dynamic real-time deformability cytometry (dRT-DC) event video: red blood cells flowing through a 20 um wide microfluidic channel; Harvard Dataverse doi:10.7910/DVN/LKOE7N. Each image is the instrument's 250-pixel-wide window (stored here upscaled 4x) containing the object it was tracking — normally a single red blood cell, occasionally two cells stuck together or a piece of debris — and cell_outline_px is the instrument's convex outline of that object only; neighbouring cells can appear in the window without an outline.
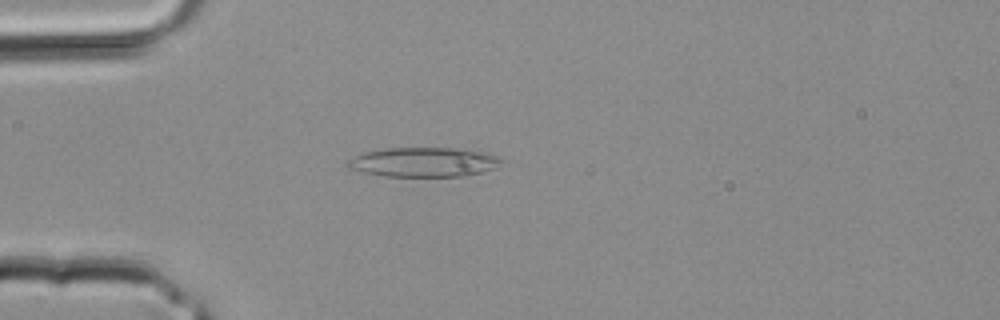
{"species": "common noctule bat (a hibernating species)", "species_latin": "Nyctalus noctula", "temperature_condition": "room temperature", "stored_images_in_passage": 4, "camera_frame_rate_fps": 3000, "um_per_image_px": 0.085, "animal": {"sex": "male", "body_mass_g": 20.4}, "frame": {"image": 1, "passage_image": 4, "time_ms": 1.0, "image_size_px": [1000, 320], "cell_outline_px": [[504, 160], [496, 168], [484, 172], [468, 176], [384, 176], [364, 172], [348, 168], [344, 164], [344, 160], [364, 152], [384, 148], [468, 148], [500, 156]], "centroid_in_image_um": [36.04, 13.77], "position_along_channel_um": 49.0, "area_um2": 26.99}}